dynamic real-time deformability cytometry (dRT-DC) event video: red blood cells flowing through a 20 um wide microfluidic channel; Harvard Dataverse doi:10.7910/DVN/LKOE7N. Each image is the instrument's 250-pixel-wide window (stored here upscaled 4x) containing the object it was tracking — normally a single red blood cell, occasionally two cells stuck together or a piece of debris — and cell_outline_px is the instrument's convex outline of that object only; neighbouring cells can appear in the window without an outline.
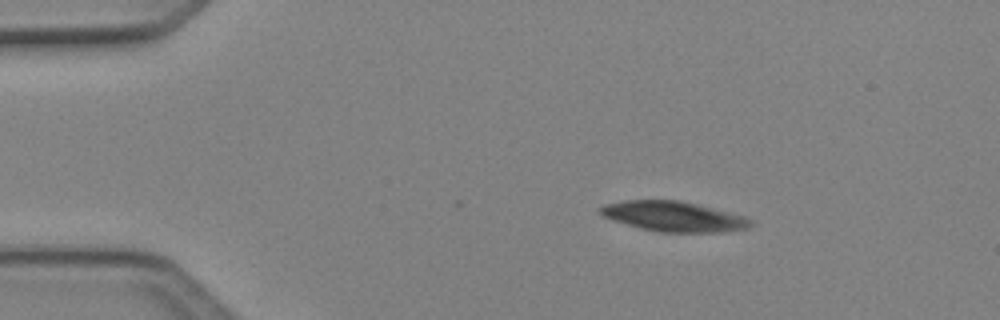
{"species": "Egyptian fruit bat (a non-hibernating species)", "species_latin": "Rousettus aegyptiacus", "temperature_condition": "cold", "stored_images_in_passage": 4, "camera_frame_rate_fps": 3000, "um_per_image_px": 0.085, "animal": {"sex": "female"}, "frame": {"image": 1, "passage_image": 2, "time_ms": 0.333, "image_size_px": [1000, 320], "cell_outline_px": [[752, 224], [748, 228], [724, 232], [660, 232], [640, 228], [604, 216], [600, 212], [600, 208], [604, 204], [624, 200], [680, 200], [744, 216], [752, 220]], "centroid_in_image_um": [57.28, 18.4], "position_along_channel_um": 27.7, "area_um2": 26.01}}